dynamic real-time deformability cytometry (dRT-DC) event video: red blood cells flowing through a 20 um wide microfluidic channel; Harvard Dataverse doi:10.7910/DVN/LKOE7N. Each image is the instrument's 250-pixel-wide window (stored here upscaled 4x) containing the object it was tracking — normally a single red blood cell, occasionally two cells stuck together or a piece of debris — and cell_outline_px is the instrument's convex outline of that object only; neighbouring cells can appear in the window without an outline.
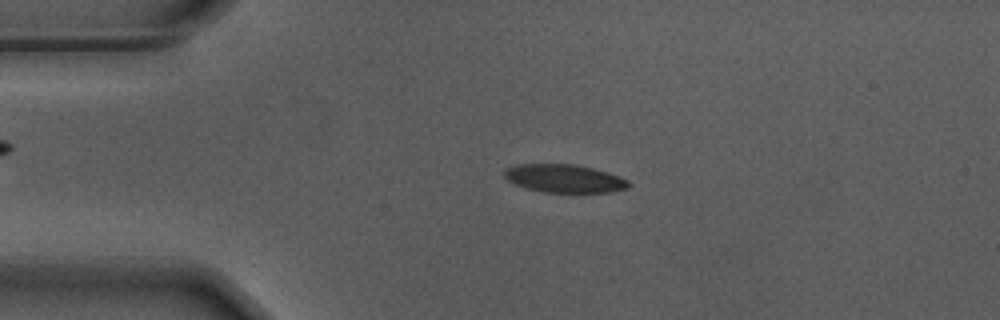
{"species": "Egyptian fruit bat (a non-hibernating species)", "species_latin": "Rousettus aegyptiacus", "temperature_condition": "warm", "stored_images_in_passage": 55, "camera_frame_rate_fps": 3000, "um_per_image_px": 0.085, "animal": {"sex": "male"}, "frame": {"image": 1, "passage_image": 12, "time_ms": 3.667, "image_size_px": [1000, 320], "cell_outline_px": [[632, 184], [628, 188], [612, 192], [544, 192], [528, 188], [516, 184], [508, 180], [504, 176], [504, 172], [508, 168], [520, 164], [572, 164], [592, 168], [620, 176], [628, 180]], "centroid_in_image_um": [48.02, 15.17], "position_along_channel_um": 37.0, "area_um2": 20.17}}
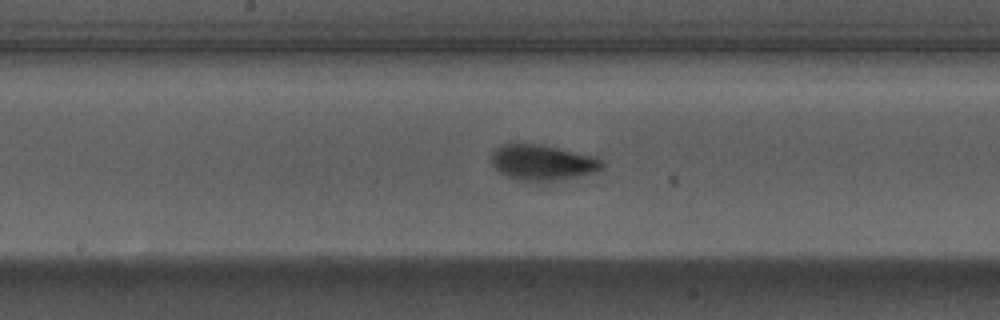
{"frame": {"image": 2, "passage_image": 28, "time_ms": 9.0, "image_size_px": [1000, 320], "cell_outline_px": [[604, 168], [600, 172], [532, 184], [524, 184], [500, 172], [492, 164], [492, 152], [496, 148], [504, 144], [516, 140], [540, 144], [596, 156], [604, 164]], "centroid_in_image_um": [46.09, 13.81], "position_along_channel_um": 202.1, "area_um2": 23.93}}
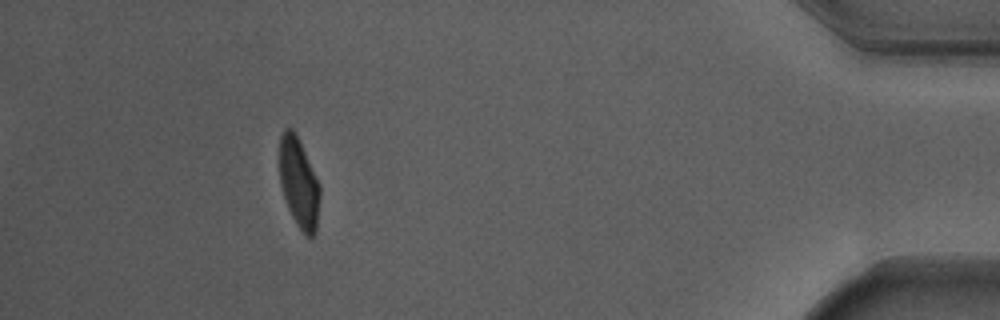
{"frame": {"image": 3, "passage_image": 50, "time_ms": 16.333, "image_size_px": [1000, 320], "cell_outline_px": [[320, 196], [316, 232], [312, 236], [304, 236], [296, 224], [288, 208], [280, 184], [280, 136], [284, 128], [292, 128], [320, 184]], "centroid_in_image_um": [25.41, 15.6], "position_along_channel_um": 409.8, "area_um2": 20.92}, "authors_computed_cell_mechanics": {"area_um2": 21.675, "velocity_mm_per_s": 3.6936, "shape_relaxation_time_tau1_ms": 3.2174, "shape_relaxation_time_tau2_ms": null, "deformation_change_tau1": 0.144, "deformation_change_tau2": null}}